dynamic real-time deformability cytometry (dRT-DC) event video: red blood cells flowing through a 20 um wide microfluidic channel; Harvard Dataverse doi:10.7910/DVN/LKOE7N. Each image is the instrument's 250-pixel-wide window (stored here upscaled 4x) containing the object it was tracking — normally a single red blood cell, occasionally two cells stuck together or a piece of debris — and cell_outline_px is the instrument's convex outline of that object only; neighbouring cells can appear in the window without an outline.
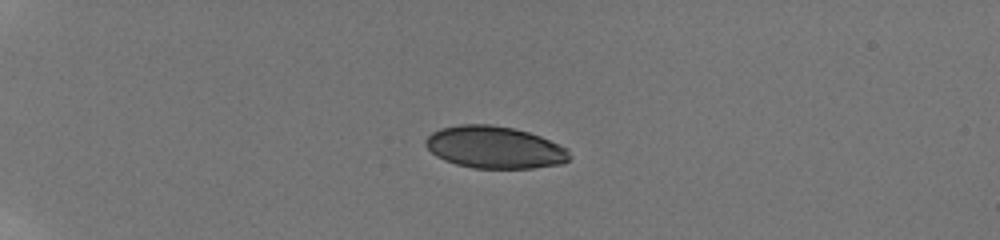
{"species": "human", "species_latin": "Homo sapiens", "temperature_condition": "room temperature", "stored_images_in_passage": 15, "camera_frame_rate_fps": 3000, "um_per_image_px": 0.085, "donor": {"sex": "male"}, "frame": {"image": 1, "passage_image": 5, "time_ms": 3.0, "image_size_px": [1000, 240], "cell_outline_px": [[572, 156], [564, 164], [532, 168], [472, 168], [456, 164], [444, 160], [436, 156], [424, 144], [424, 140], [432, 132], [440, 128], [460, 124], [492, 124], [512, 128], [528, 132], [540, 136], [568, 148]], "centroid_in_image_um": [42.05, 12.52], "position_along_channel_um": 42.9, "area_um2": 35.6}}